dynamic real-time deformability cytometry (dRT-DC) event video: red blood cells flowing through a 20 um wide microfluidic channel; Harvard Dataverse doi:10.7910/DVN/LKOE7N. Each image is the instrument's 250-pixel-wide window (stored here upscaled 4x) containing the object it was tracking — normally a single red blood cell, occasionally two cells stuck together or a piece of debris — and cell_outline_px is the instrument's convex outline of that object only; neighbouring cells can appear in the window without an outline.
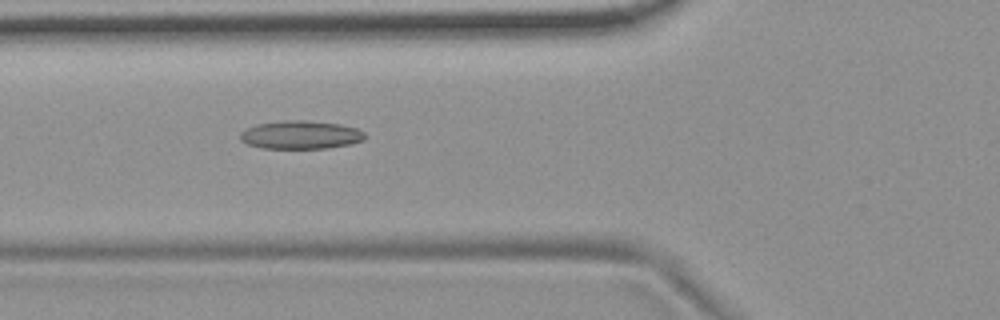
{"species": "common noctule bat (a hibernating species)", "species_latin": "Nyctalus noctula", "temperature_condition": "room temperature", "stored_images_in_passage": 3, "camera_frame_rate_fps": 3000, "um_per_image_px": 0.085, "animal": {"sex": "female", "body_mass_g": 19.9}, "frame": {"image": 1, "passage_image": 3, "time_ms": 0.667, "image_size_px": [1000, 320], "cell_outline_px": [[364, 140], [348, 144], [328, 148], [264, 148], [248, 144], [240, 140], [240, 132], [256, 124], [284, 120], [304, 120], [340, 124], [356, 128], [364, 132]], "centroid_in_image_um": [25.54, 11.45], "position_along_channel_um": 100.3, "area_um2": 20.4}}